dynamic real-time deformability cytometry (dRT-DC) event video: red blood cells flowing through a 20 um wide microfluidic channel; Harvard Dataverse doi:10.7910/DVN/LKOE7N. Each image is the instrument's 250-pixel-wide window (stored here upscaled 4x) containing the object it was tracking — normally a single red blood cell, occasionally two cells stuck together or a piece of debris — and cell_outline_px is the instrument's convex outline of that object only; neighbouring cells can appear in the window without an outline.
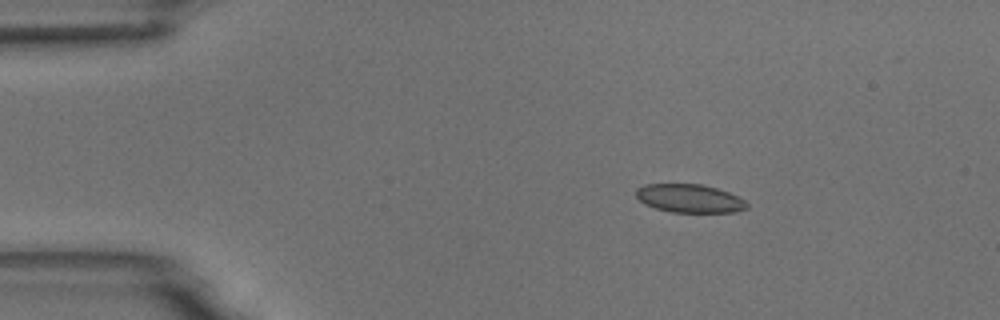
{"species": "common noctule bat (a hibernating species)", "species_latin": "Nyctalus noctula", "temperature_condition": "room temperature", "stored_images_in_passage": 4, "camera_frame_rate_fps": 3000, "um_per_image_px": 0.085, "animal": {"sex": "male", "body_mass_g": 18.8}, "frame": {"image": 1, "passage_image": 2, "time_ms": 2.0, "image_size_px": [1000, 320], "cell_outline_px": [[748, 208], [736, 212], [672, 212], [656, 208], [640, 200], [636, 196], [636, 188], [644, 184], [704, 184], [728, 192], [744, 200], [748, 204]], "centroid_in_image_um": [58.62, 16.86], "position_along_channel_um": 26.4, "area_um2": 18.21}}